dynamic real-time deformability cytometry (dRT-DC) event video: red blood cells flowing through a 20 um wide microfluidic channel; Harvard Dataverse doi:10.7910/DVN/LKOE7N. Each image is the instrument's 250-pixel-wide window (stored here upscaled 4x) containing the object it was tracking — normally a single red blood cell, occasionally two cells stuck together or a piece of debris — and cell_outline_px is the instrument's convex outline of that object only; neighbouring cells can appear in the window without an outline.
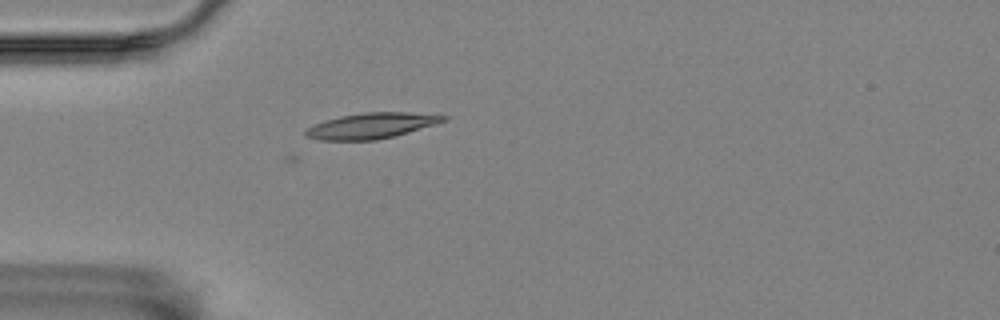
{"species": "Egyptian fruit bat (a non-hibernating species)", "species_latin": "Rousettus aegyptiacus", "temperature_condition": "room temperature", "stored_images_in_passage": 6, "camera_frame_rate_fps": 3000, "um_per_image_px": 0.085, "animal": {"sex": "female"}, "frame": {"image": 1, "passage_image": 6, "time_ms": 1.667, "image_size_px": [1000, 320], "cell_outline_px": [[448, 120], [436, 124], [408, 132], [376, 140], [320, 140], [304, 136], [304, 132], [308, 128], [324, 120], [340, 116], [364, 112], [408, 112], [448, 116]], "centroid_in_image_um": [31.56, 10.68], "position_along_channel_um": 53.4, "area_um2": 20.46}}